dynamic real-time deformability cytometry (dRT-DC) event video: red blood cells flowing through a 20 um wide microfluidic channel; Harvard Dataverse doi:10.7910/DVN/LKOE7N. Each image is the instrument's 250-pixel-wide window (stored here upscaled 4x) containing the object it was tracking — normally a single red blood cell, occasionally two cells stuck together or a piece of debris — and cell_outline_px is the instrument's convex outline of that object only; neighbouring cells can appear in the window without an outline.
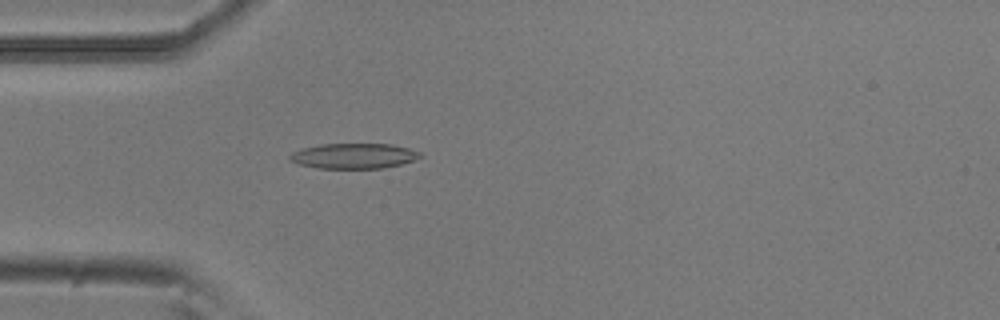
{"species": "common noctule bat (a hibernating species)", "species_latin": "Nyctalus noctula", "temperature_condition": "room temperature", "stored_images_in_passage": 53, "camera_frame_rate_fps": 3000, "um_per_image_px": 0.085, "animal": {"sex": "male", "body_mass_g": 20.5, "forearm_length_mm": 52.5}, "frame": {"image": 1, "passage_image": 15, "time_ms": 4.667, "image_size_px": [1000, 320], "cell_outline_px": [[424, 156], [400, 164], [384, 168], [320, 168], [300, 164], [288, 160], [288, 156], [292, 152], [300, 148], [320, 144], [392, 144], [408, 148], [420, 152]], "centroid_in_image_um": [30.04, 13.24], "position_along_channel_um": 55.0, "area_um2": 19.19}}
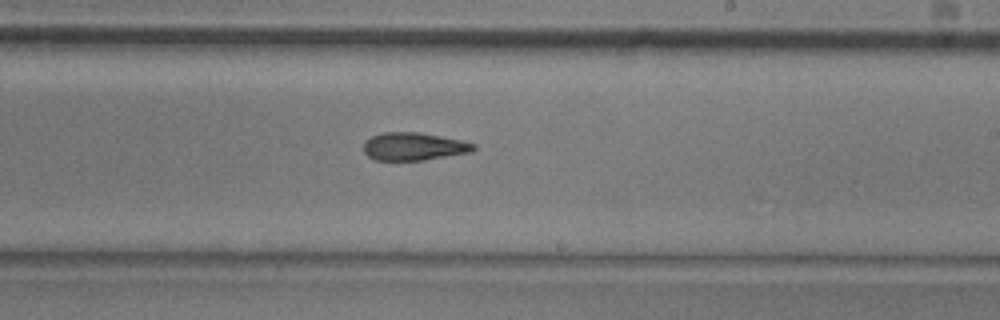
{"frame": {"image": 2, "passage_image": 31, "time_ms": 10.0, "image_size_px": [1000, 320], "cell_outline_px": [[476, 148], [472, 152], [424, 160], [376, 160], [368, 156], [364, 152], [364, 140], [372, 136], [384, 132], [416, 132], [460, 140], [476, 144]], "centroid_in_image_um": [35.16, 12.45], "position_along_channel_um": 253.8, "area_um2": 17.74}}
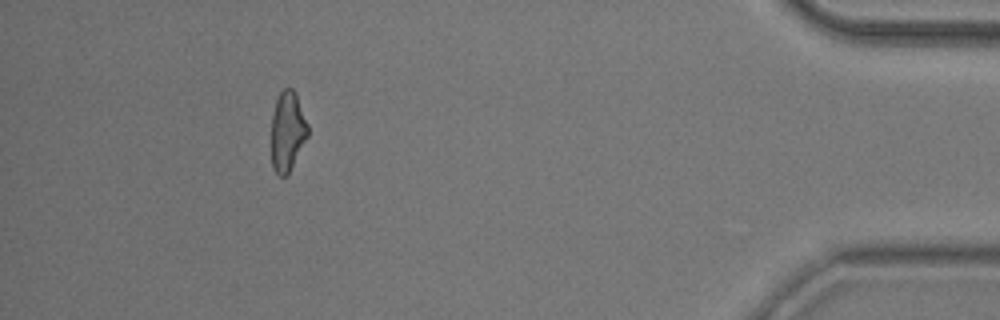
{"frame": {"image": 3, "passage_image": 48, "time_ms": 15.667, "image_size_px": [1000, 320], "cell_outline_px": [[308, 136], [288, 172], [284, 176], [280, 176], [272, 168], [272, 116], [276, 100], [280, 92], [284, 88], [292, 88], [296, 92], [308, 124]], "centroid_in_image_um": [24.44, 11.12], "position_along_channel_um": 410.8, "area_um2": 16.76}, "authors_computed_cell_mechanics": {"area_um2": 18.3804, "velocity_mm_per_s": 3.8079, "shape_relaxation_time_tau1_ms": 7.9423, "shape_relaxation_time_tau2_ms": 5.0348, "deformation_change_tau1": 0.203, "deformation_change_tau2": 0.1629}}